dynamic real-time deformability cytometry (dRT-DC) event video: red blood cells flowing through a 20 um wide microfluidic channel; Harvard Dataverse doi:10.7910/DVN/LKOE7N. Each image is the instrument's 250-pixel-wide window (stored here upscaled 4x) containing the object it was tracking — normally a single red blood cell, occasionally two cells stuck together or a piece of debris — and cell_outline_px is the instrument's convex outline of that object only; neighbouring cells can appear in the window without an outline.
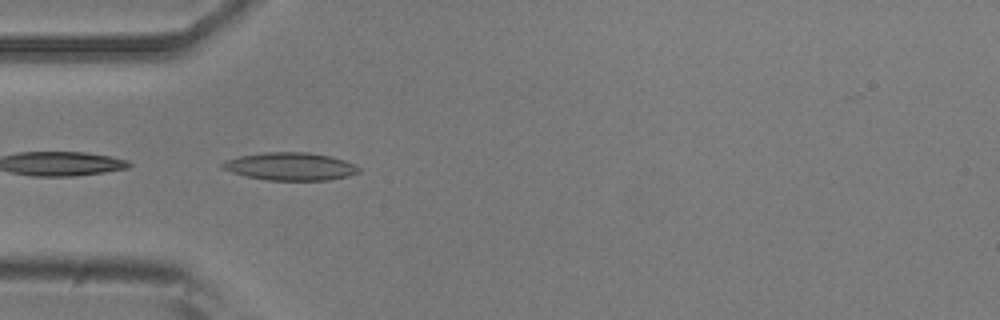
{"species": "common noctule bat (a hibernating species)", "species_latin": "Nyctalus noctula", "temperature_condition": "room temperature", "stored_images_in_passage": 14, "camera_frame_rate_fps": 3000, "um_per_image_px": 0.085, "animal": {"sex": "male", "body_mass_g": 20.5, "forearm_length_mm": 52.5}, "frame": {"image": 1, "passage_image": 3, "time_ms": 0.667, "image_size_px": [1000, 320], "cell_outline_px": [[360, 172], [348, 176], [328, 180], [268, 180], [248, 176], [232, 172], [220, 168], [220, 164], [228, 160], [240, 156], [264, 152], [308, 152], [332, 156], [344, 160], [360, 168]], "centroid_in_image_um": [24.69, 14.14], "position_along_channel_um": 60.3, "area_um2": 21.96}}
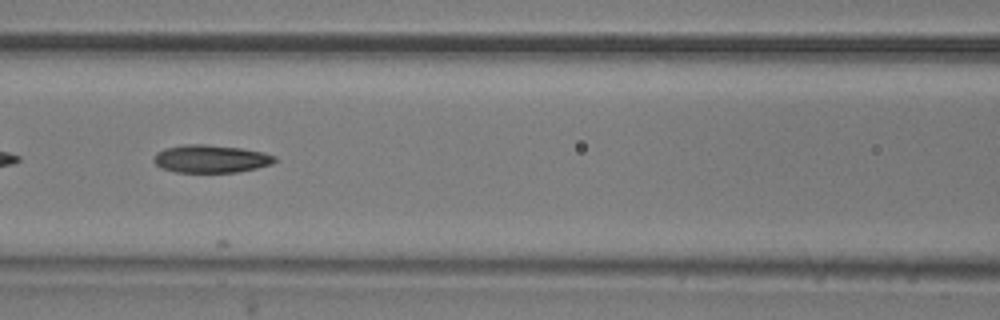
{"frame": {"image": 2, "passage_image": 10, "time_ms": 3.0, "image_size_px": [1000, 320], "cell_outline_px": [[276, 160], [272, 164], [256, 168], [236, 172], [176, 172], [160, 168], [152, 160], [156, 152], [164, 148], [184, 144], [208, 144], [240, 148], [264, 152], [276, 156]], "centroid_in_image_um": [17.89, 13.49], "position_along_channel_um": 148.7, "area_um2": 19.77}}
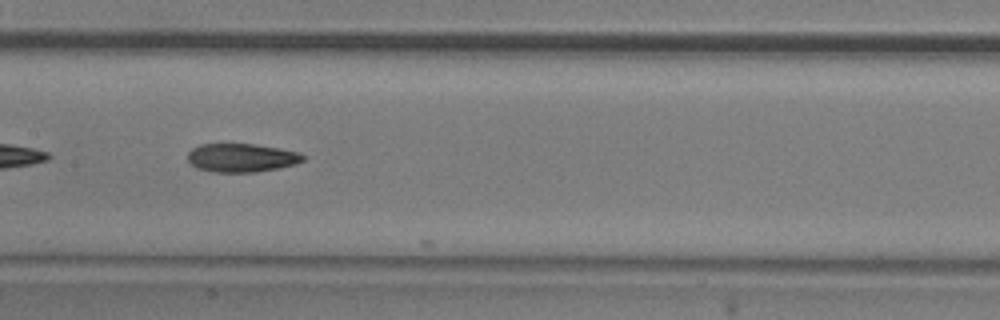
{"frame": {"image": 3, "passage_image": 13, "time_ms": 4.0, "image_size_px": [1000, 320], "cell_outline_px": [[304, 160], [296, 164], [280, 168], [256, 172], [212, 172], [196, 168], [188, 160], [188, 152], [192, 148], [200, 144], [256, 144], [280, 148], [300, 152], [304, 156]], "centroid_in_image_um": [20.54, 13.41], "position_along_channel_um": 186.9, "area_um2": 19.36}}